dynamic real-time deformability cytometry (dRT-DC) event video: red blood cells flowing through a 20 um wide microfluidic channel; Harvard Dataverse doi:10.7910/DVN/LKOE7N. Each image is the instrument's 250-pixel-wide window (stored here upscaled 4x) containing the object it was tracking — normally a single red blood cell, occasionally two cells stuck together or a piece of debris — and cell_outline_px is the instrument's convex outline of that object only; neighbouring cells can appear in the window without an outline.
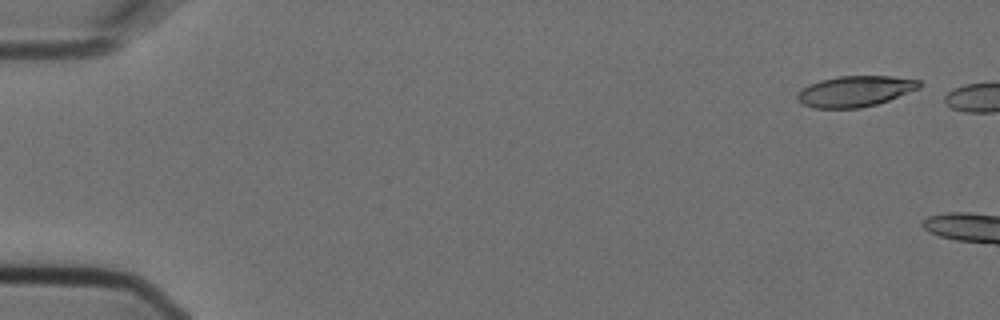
{"species": "Egyptian fruit bat (a non-hibernating species)", "species_latin": "Rousettus aegyptiacus", "temperature_condition": "cold", "stored_images_in_passage": 4, "camera_frame_rate_fps": 3000, "um_per_image_px": 0.085, "animal": {"sex": "female"}, "frame": {"image": 1, "passage_image": 1, "time_ms": 0.0, "image_size_px": [1000, 320], "cell_outline_px": [[920, 88], [888, 100], [876, 104], [860, 108], [812, 108], [796, 100], [796, 96], [808, 84], [820, 80], [840, 76], [892, 76], [920, 80]], "centroid_in_image_um": [72.67, 7.75], "position_along_channel_um": 12.3, "area_um2": 21.79}}